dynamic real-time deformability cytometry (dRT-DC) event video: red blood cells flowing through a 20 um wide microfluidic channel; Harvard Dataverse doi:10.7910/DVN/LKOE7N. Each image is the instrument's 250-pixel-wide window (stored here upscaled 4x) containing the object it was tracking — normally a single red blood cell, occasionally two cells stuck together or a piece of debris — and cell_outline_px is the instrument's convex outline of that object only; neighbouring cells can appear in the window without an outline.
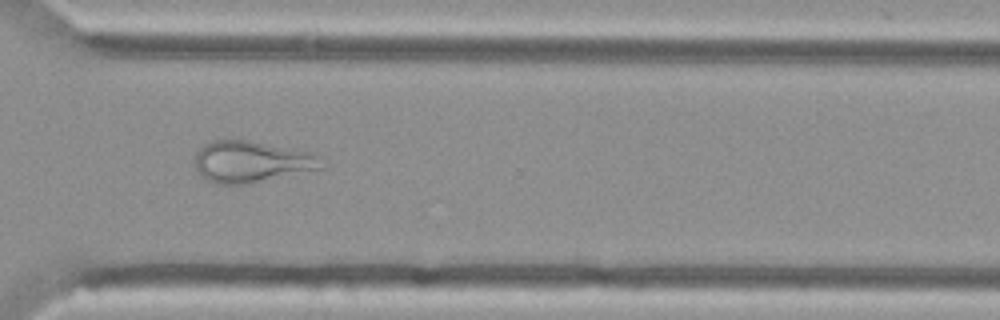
{"species": "Egyptian fruit bat (a non-hibernating species)", "species_latin": "Rousettus aegyptiacus", "temperature_condition": "cold", "stored_images_in_passage": 45, "camera_frame_rate_fps": 3000, "um_per_image_px": 0.085, "animal": {"sex": "female"}, "frame": {"image": 1, "passage_image": 31, "time_ms": 10.0, "image_size_px": [1000, 320], "cell_outline_px": [[324, 168], [248, 184], [216, 184], [200, 176], [196, 168], [196, 152], [204, 144], [212, 140], [248, 140], [312, 152], [320, 156]], "centroid_in_image_um": [21.38, 13.75], "position_along_channel_um": 349.2, "area_um2": 30.69}}
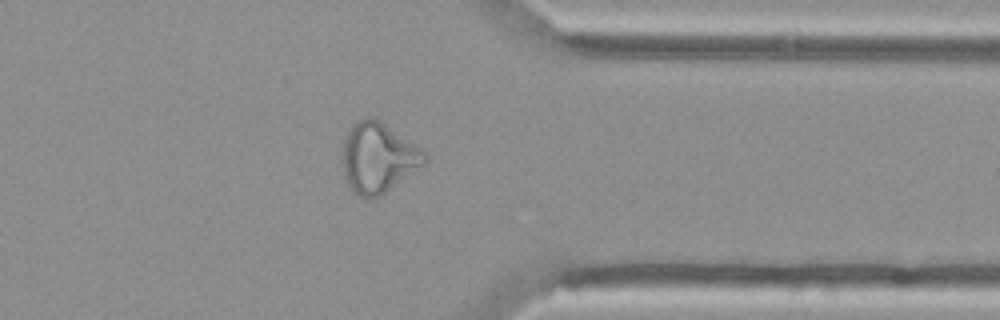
{"frame": {"image": 2, "passage_image": 34, "time_ms": 11.0, "image_size_px": [1000, 320], "cell_outline_px": [[424, 164], [380, 196], [360, 196], [352, 192], [348, 188], [344, 176], [344, 140], [352, 124], [356, 120], [364, 116], [372, 116], [380, 120], [420, 148], [424, 152]], "centroid_in_image_um": [32.1, 13.38], "position_along_channel_um": 379.3, "area_um2": 32.95}}
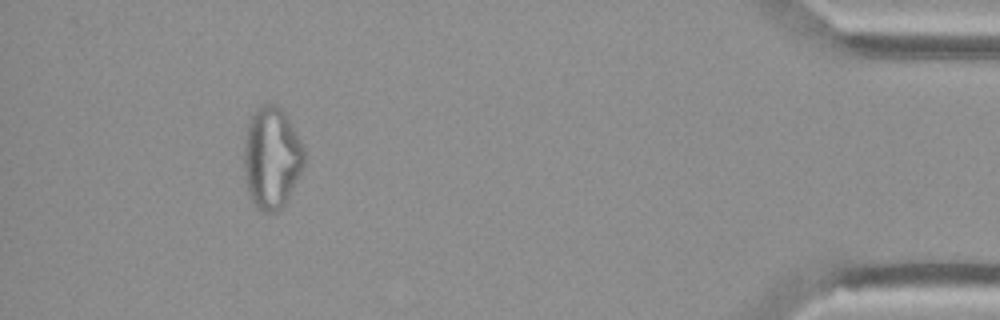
{"frame": {"image": 3, "passage_image": 41, "time_ms": 13.333, "image_size_px": [1000, 320], "cell_outline_px": [[304, 168], [284, 204], [276, 212], [264, 212], [252, 200], [248, 192], [244, 168], [244, 144], [248, 124], [256, 108], [260, 104], [276, 104], [284, 112], [300, 140], [304, 148]], "centroid_in_image_um": [23.09, 13.4], "position_along_channel_um": 412.1, "area_um2": 35.37}}